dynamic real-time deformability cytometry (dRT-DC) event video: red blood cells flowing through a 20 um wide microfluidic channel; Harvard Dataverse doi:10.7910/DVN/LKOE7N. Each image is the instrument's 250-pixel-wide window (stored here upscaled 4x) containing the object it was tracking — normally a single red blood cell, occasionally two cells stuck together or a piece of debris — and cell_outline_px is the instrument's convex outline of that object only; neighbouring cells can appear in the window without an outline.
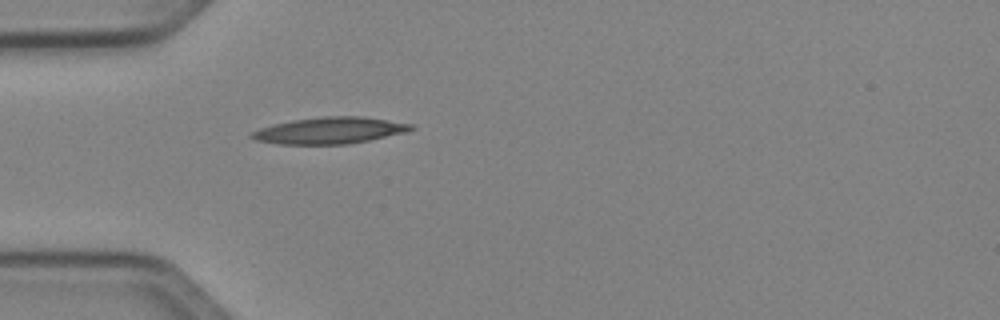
{"species": "Egyptian fruit bat (a non-hibernating species)", "species_latin": "Rousettus aegyptiacus", "temperature_condition": "cold", "stored_images_in_passage": 8, "camera_frame_rate_fps": 3000, "um_per_image_px": 0.085, "animal": {"sex": "female"}, "frame": {"image": 1, "passage_image": 1, "time_ms": 0.0, "image_size_px": [1000, 320], "cell_outline_px": [[416, 128], [404, 132], [368, 140], [348, 144], [280, 144], [256, 140], [248, 136], [252, 132], [260, 128], [272, 124], [292, 120], [324, 116], [360, 116], [388, 120], [412, 124]], "centroid_in_image_um": [27.99, 11.08], "position_along_channel_um": 57.0, "area_um2": 24.45}}
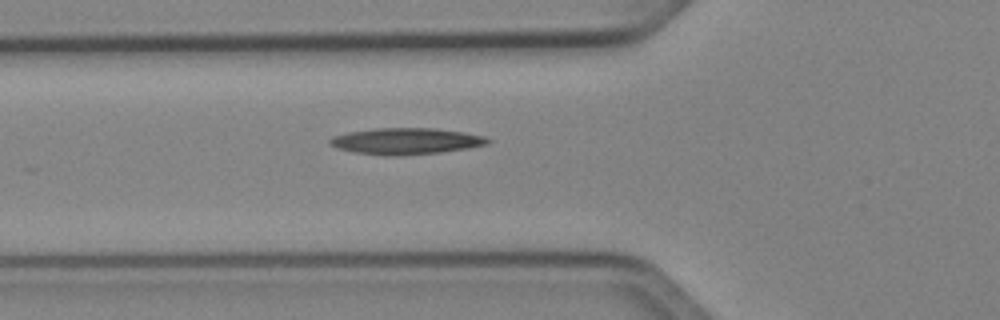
{"frame": {"image": 2, "passage_image": 4, "time_ms": 1.0, "image_size_px": [1000, 320], "cell_outline_px": [[492, 140], [488, 144], [468, 148], [440, 152], [400, 156], [388, 156], [356, 152], [336, 148], [328, 144], [328, 140], [332, 136], [348, 132], [372, 128], [436, 128], [464, 132], [484, 136]], "centroid_in_image_um": [34.49, 11.99], "position_along_channel_um": 91.3, "area_um2": 24.45}}
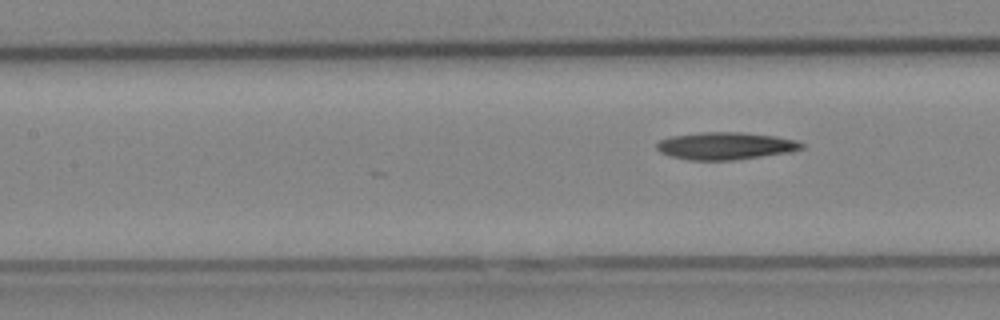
{"frame": {"image": 3, "passage_image": 8, "time_ms": 2.333, "image_size_px": [1000, 320], "cell_outline_px": [[804, 148], [788, 152], [732, 160], [688, 160], [672, 156], [660, 152], [656, 148], [656, 144], [660, 140], [672, 136], [700, 132], [740, 132], [776, 136], [796, 140], [804, 144]], "centroid_in_image_um": [61.65, 12.39], "position_along_channel_um": 145.7, "area_um2": 22.95}}